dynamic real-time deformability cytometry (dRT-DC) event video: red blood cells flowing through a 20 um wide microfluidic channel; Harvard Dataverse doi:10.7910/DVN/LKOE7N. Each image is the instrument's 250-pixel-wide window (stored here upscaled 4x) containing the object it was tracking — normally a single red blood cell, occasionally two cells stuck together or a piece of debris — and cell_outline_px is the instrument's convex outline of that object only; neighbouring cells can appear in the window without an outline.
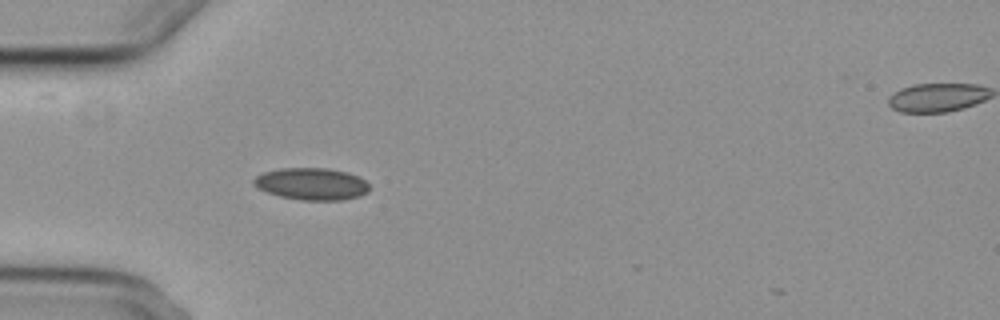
{"species": "common noctule bat (a hibernating species)", "species_latin": "Nyctalus noctula", "temperature_condition": "cold", "stored_images_in_passage": 5, "segment_of_instrument_passage": [1, 2], "camera_frame_rate_fps": 3000, "um_per_image_px": 0.085, "animal": {"sex": "female", "body_mass_g": 29.2, "forearm_length_mm": 56.3}, "frame": {"image": 1, "passage_image": 4, "time_ms": 3.667, "image_size_px": [1000, 320], "cell_outline_px": [[368, 192], [360, 196], [344, 200], [300, 200], [280, 196], [256, 188], [252, 184], [252, 180], [256, 176], [264, 172], [280, 168], [328, 168], [348, 172], [360, 176], [368, 184]], "centroid_in_image_um": [26.48, 15.63], "position_along_channel_um": 58.5, "area_um2": 21.79}}